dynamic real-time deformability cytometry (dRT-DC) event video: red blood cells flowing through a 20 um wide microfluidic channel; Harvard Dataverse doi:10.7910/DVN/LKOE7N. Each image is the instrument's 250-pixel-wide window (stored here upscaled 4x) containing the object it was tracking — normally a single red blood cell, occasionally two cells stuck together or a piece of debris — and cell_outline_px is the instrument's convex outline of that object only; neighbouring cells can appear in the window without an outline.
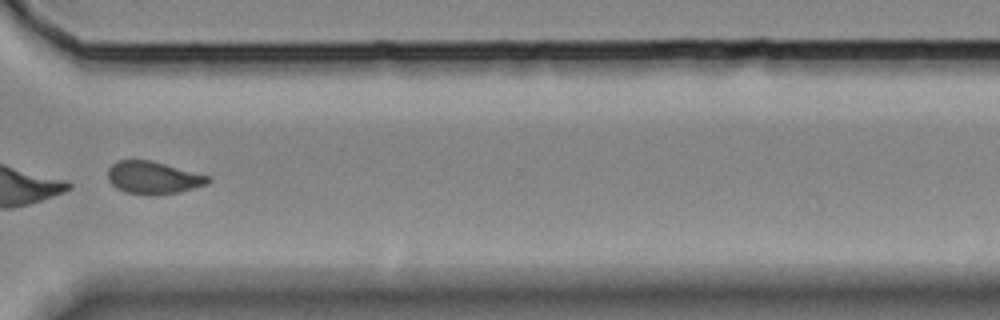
{"species": "Egyptian fruit bat (a non-hibernating species)", "species_latin": "Rousettus aegyptiacus", "temperature_condition": "room temperature", "stored_images_in_passage": 42, "camera_frame_rate_fps": 3000, "um_per_image_px": 0.085, "animal": {"sex": "female"}, "frame": {"image": 1, "passage_image": 32, "time_ms": 10.333, "image_size_px": [1000, 320], "cell_outline_px": [[212, 180], [208, 184], [180, 192], [124, 192], [116, 188], [108, 180], [108, 168], [116, 160], [152, 160], [212, 176]], "centroid_in_image_um": [13.06, 15.05], "position_along_channel_um": 357.5, "area_um2": 18.67}}